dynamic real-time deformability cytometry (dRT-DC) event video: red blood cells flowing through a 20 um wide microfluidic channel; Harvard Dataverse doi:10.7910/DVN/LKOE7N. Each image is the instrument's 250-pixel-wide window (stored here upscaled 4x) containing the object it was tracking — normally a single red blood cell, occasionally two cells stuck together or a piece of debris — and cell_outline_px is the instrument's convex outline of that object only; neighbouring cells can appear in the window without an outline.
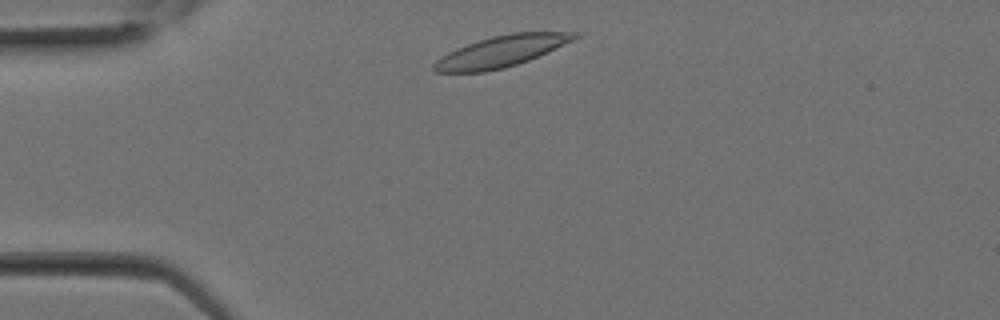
{"species": "Egyptian fruit bat (a non-hibernating species)", "species_latin": "Rousettus aegyptiacus", "temperature_condition": "room temperature", "stored_images_in_passage": 1, "camera_frame_rate_fps": 3000, "um_per_image_px": 0.085, "animal": {"sex": "female"}, "frame": {"image": 1, "passage_image": 1, "time_ms": 0.0, "image_size_px": [1000, 320], "cell_outline_px": [[580, 36], [572, 40], [528, 60], [504, 68], [484, 72], [436, 72], [432, 68], [432, 64], [436, 60], [448, 52], [456, 48], [492, 36], [512, 32], [580, 32]], "centroid_in_image_um": [42.57, 4.36], "position_along_channel_um": 42.4, "area_um2": 25.2}}